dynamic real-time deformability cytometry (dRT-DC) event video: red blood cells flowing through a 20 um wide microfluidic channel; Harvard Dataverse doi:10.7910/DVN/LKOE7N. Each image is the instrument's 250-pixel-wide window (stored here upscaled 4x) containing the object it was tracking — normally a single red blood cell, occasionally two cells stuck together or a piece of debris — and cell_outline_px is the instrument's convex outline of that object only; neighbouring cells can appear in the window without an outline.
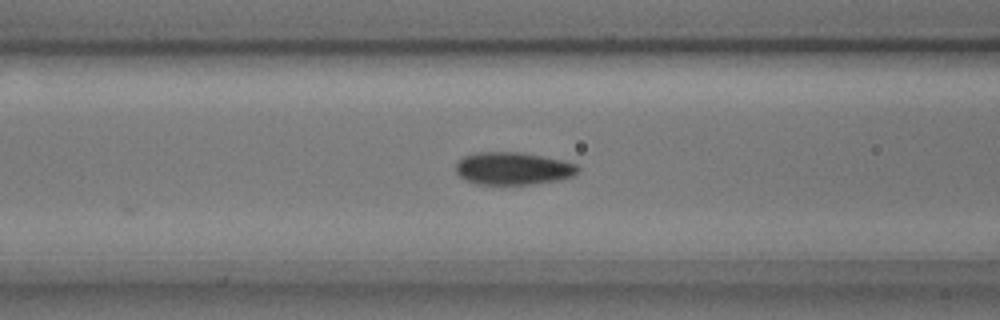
{"species": "common noctule bat (a hibernating species)", "species_latin": "Nyctalus noctula", "temperature_condition": "cold", "stored_images_in_passage": 3, "camera_frame_rate_fps": 3000, "um_per_image_px": 0.085, "animal": {"sex": "male", "body_mass_g": 17.9, "forearm_length_mm": 54.2}, "frame": {"image": 1, "passage_image": 3, "time_ms": 0.667, "image_size_px": [1000, 320], "cell_outline_px": [[580, 168], [572, 176], [560, 180], [532, 184], [476, 184], [464, 180], [456, 172], [456, 164], [464, 156], [480, 152], [520, 152], [560, 160], [576, 164]], "centroid_in_image_um": [43.58, 14.33], "position_along_channel_um": 123.0, "area_um2": 23.0}}